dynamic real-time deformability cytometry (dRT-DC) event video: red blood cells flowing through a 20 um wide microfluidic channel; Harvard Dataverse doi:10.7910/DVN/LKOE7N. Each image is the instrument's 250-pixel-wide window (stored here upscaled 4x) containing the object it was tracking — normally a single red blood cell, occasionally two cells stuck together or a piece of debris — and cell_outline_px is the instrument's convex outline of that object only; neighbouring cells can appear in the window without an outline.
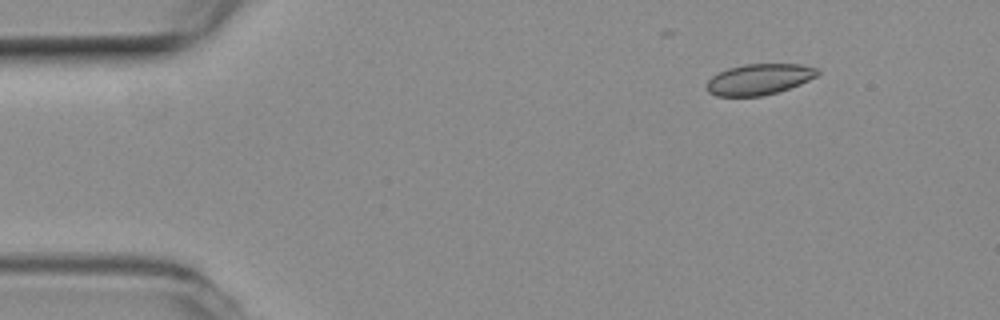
{"species": "common noctule bat (a hibernating species)", "species_latin": "Nyctalus noctula", "temperature_condition": "room temperature", "stored_images_in_passage": 7, "camera_frame_rate_fps": 3000, "um_per_image_px": 0.085, "animal": {"sex": "female", "body_mass_g": 19.3, "forearm_length_mm": 54.1}, "frame": {"image": 1, "passage_image": 1, "time_ms": 0.0, "image_size_px": [1000, 320], "cell_outline_px": [[820, 72], [816, 76], [800, 84], [776, 92], [760, 96], [716, 96], [708, 92], [708, 80], [712, 76], [728, 68], [744, 64], [800, 64], [820, 68]], "centroid_in_image_um": [64.55, 6.73], "position_along_channel_um": 20.5, "area_um2": 19.83}}
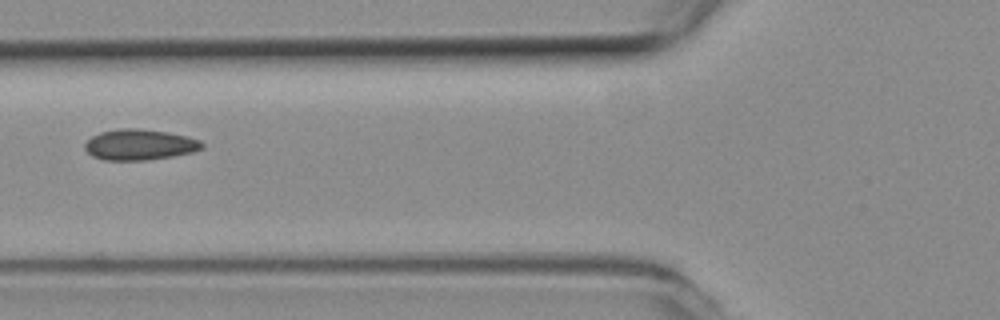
{"frame": {"image": 2, "passage_image": 5, "time_ms": 1.333, "image_size_px": [1000, 320], "cell_outline_px": [[204, 148], [192, 152], [172, 156], [148, 160], [104, 160], [92, 156], [84, 148], [84, 144], [92, 136], [100, 132], [120, 128], [140, 128], [168, 132], [188, 136], [200, 140], [204, 144]], "centroid_in_image_um": [11.88, 12.29], "position_along_channel_um": 113.9, "area_um2": 21.15}}
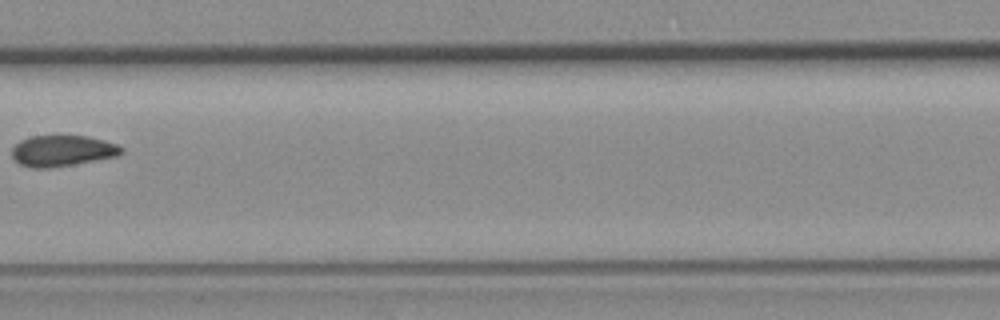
{"frame": {"image": 3, "passage_image": 7, "time_ms": 2.0, "image_size_px": [1000, 320], "cell_outline_px": [[124, 152], [120, 156], [48, 168], [32, 168], [20, 164], [12, 156], [12, 148], [20, 140], [32, 136], [88, 136], [104, 140], [116, 144], [124, 148]], "centroid_in_image_um": [5.33, 12.81], "position_along_channel_um": 202.1, "area_um2": 19.77}}